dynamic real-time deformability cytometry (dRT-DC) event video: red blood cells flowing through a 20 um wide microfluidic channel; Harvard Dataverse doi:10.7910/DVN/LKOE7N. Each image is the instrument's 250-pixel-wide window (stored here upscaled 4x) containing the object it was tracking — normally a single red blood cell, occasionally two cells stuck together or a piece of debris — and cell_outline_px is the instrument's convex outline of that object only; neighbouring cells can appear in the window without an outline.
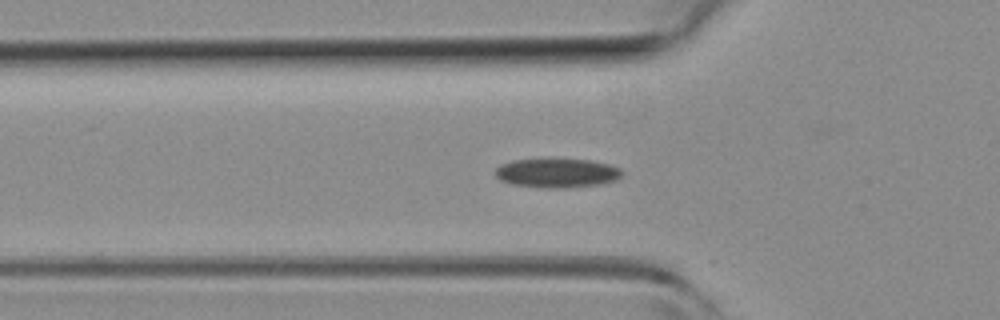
{"species": "common noctule bat (a hibernating species)", "species_latin": "Nyctalus noctula", "temperature_condition": "room temperature", "stored_images_in_passage": 49, "camera_frame_rate_fps": 3000, "um_per_image_px": 0.085, "animal": {"sex": "female", "body_mass_g": 19.3, "forearm_length_mm": 54.1}, "frame": {"image": 1, "passage_image": 15, "time_ms": 4.667, "image_size_px": [1000, 320], "cell_outline_px": [[624, 172], [616, 180], [600, 184], [564, 188], [544, 188], [512, 184], [500, 180], [496, 176], [496, 168], [500, 164], [512, 160], [592, 160], [612, 164], [620, 168]], "centroid_in_image_um": [47.37, 14.71], "position_along_channel_um": 78.4, "area_um2": 21.44}}
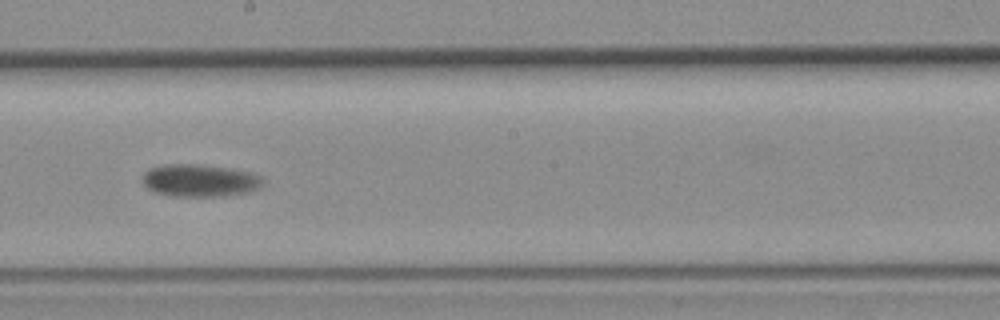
{"frame": {"image": 2, "passage_image": 26, "time_ms": 8.333, "image_size_px": [1000, 320], "cell_outline_px": [[264, 184], [260, 188], [248, 192], [224, 196], [168, 196], [152, 192], [144, 184], [144, 172], [148, 168], [164, 164], [196, 164], [228, 168], [252, 172], [260, 176], [264, 180]], "centroid_in_image_um": [16.99, 15.34], "position_along_channel_um": 231.2, "area_um2": 23.0}}
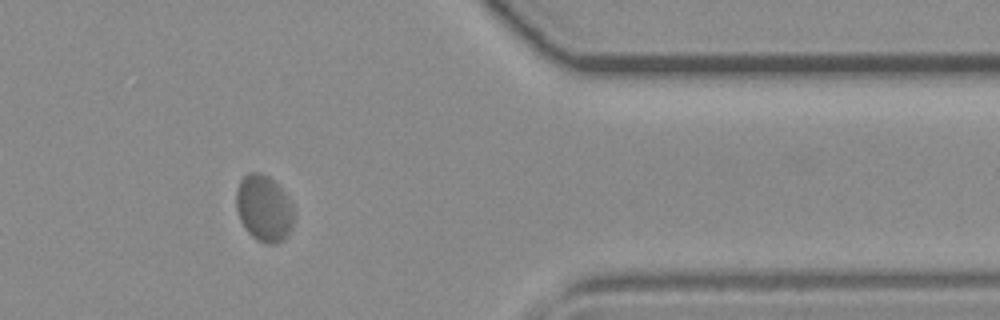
{"frame": {"image": 3, "passage_image": 39, "time_ms": 12.667, "image_size_px": [1000, 320], "cell_outline_px": [[296, 212], [292, 228], [288, 236], [284, 240], [276, 244], [264, 244], [256, 240], [244, 228], [240, 220], [236, 208], [236, 188], [240, 180], [248, 172], [260, 172], [268, 176], [288, 196]], "centroid_in_image_um": [22.46, 17.74], "position_along_channel_um": 388.9, "area_um2": 22.89}, "authors_computed_cell_mechanics": {"area_um2": 22.1952, "velocity_mm_per_s": 4.1676, "shape_relaxation_time_tau1_ms": 3.6768, "shape_relaxation_time_tau2_ms": null, "deformation_change_tau1": 0.0644, "deformation_change_tau2": null}}